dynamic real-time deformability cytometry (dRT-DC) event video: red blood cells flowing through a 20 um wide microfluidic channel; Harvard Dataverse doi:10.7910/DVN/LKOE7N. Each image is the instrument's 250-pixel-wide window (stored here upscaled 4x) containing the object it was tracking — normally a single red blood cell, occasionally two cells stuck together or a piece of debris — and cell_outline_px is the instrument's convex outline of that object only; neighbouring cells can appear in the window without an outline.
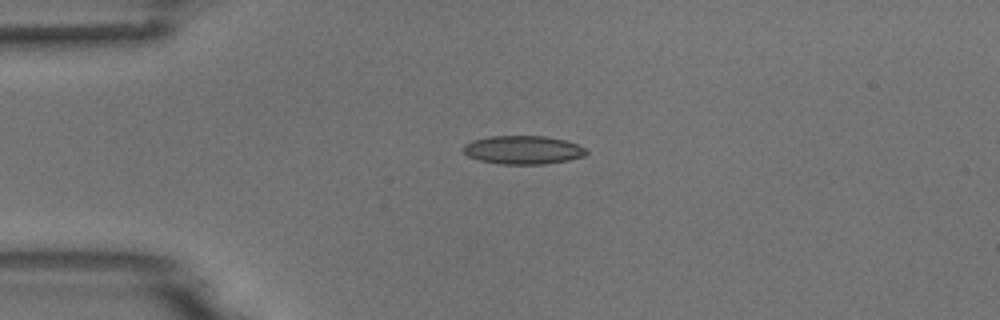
{"species": "common noctule bat (a hibernating species)", "species_latin": "Nyctalus noctula", "temperature_condition": "room temperature", "stored_images_in_passage": 10, "camera_frame_rate_fps": 3000, "um_per_image_px": 0.085, "animal": {"sex": "male", "body_mass_g": 18.8}, "frame": {"image": 1, "passage_image": 4, "time_ms": 1.0, "image_size_px": [1000, 320], "cell_outline_px": [[588, 152], [584, 156], [568, 160], [544, 164], [500, 164], [480, 160], [468, 156], [464, 152], [464, 144], [472, 140], [488, 136], [544, 136], [564, 140], [576, 144], [584, 148]], "centroid_in_image_um": [44.44, 12.74], "position_along_channel_um": 40.6, "area_um2": 20.29}}